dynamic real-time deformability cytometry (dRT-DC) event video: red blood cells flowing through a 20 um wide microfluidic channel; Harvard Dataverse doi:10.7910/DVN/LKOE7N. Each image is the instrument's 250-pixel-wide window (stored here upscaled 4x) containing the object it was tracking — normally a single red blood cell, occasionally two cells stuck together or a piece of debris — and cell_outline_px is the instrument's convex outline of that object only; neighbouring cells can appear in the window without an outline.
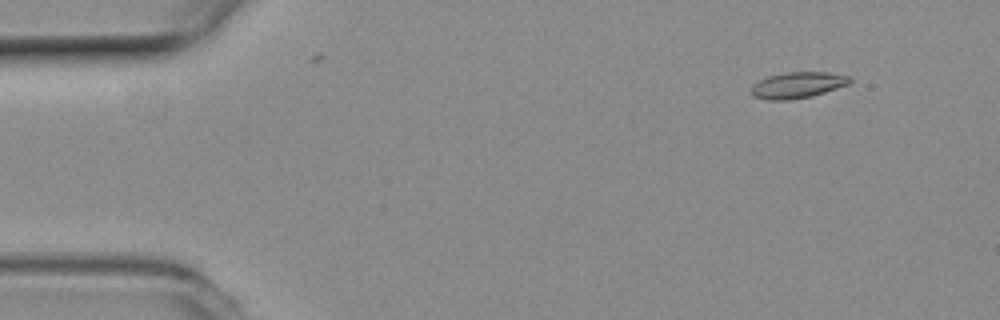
{"species": "common noctule bat (a hibernating species)", "species_latin": "Nyctalus noctula", "temperature_condition": "room temperature", "stored_images_in_passage": 4, "camera_frame_rate_fps": 3000, "um_per_image_px": 0.085, "animal": {"sex": "female", "body_mass_g": 19.3, "forearm_length_mm": 54.1}, "frame": {"image": 1, "passage_image": 1, "time_ms": 0.0, "image_size_px": [1000, 320], "cell_outline_px": [[852, 80], [848, 84], [812, 96], [788, 100], [768, 100], [752, 96], [752, 84], [768, 76], [788, 72], [828, 72], [848, 76]], "centroid_in_image_um": [67.77, 7.23], "position_along_channel_um": 17.2, "area_um2": 14.85}}
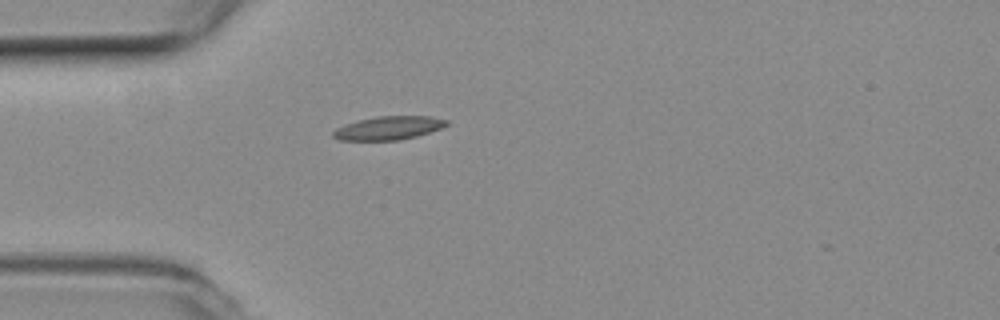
{"frame": {"image": 2, "passage_image": 4, "time_ms": 1.0, "image_size_px": [1000, 320], "cell_outline_px": [[448, 124], [440, 128], [416, 136], [400, 140], [340, 140], [332, 136], [332, 132], [336, 128], [360, 120], [376, 116], [428, 116], [448, 120]], "centroid_in_image_um": [33.02, 10.88], "position_along_channel_um": 52.0, "area_um2": 15.26}}